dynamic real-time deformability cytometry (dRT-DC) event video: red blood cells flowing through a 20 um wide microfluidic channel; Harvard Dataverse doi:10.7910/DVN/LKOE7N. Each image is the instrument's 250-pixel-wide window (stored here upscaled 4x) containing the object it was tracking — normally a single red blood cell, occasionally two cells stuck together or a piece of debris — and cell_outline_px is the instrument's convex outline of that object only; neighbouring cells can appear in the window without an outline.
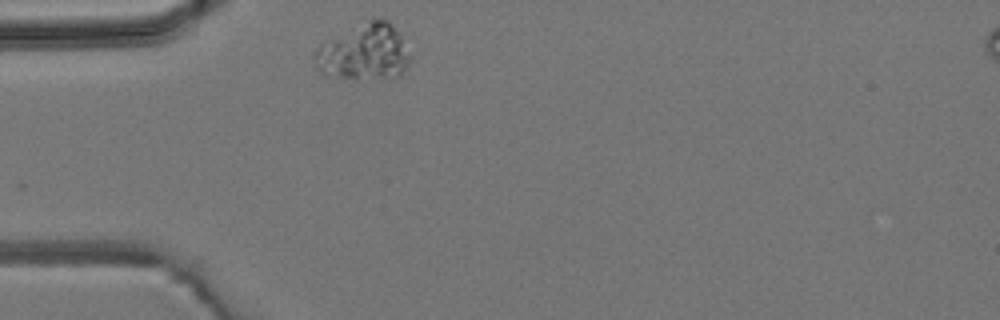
{"species": "common noctule bat (a hibernating species)", "species_latin": "Nyctalus noctula", "temperature_condition": "room temperature", "stored_images_in_passage": 1, "camera_frame_rate_fps": 3000, "um_per_image_px": 0.085, "animal": {"sex": "male", "body_mass_g": 19.2, "forearm_length_mm": 51.8}, "frame": {"image": 1, "passage_image": 1, "time_ms": 0.0, "image_size_px": [1000, 320], "cell_outline_px": [[408, 64], [400, 76], [388, 80], [384, 80], [336, 76], [320, 72], [316, 68], [312, 60], [312, 52], [320, 44], [372, 20], [388, 20], [400, 32], [408, 56]], "centroid_in_image_um": [30.94, 4.49], "position_along_channel_um": 54.1, "area_um2": 30.69}}